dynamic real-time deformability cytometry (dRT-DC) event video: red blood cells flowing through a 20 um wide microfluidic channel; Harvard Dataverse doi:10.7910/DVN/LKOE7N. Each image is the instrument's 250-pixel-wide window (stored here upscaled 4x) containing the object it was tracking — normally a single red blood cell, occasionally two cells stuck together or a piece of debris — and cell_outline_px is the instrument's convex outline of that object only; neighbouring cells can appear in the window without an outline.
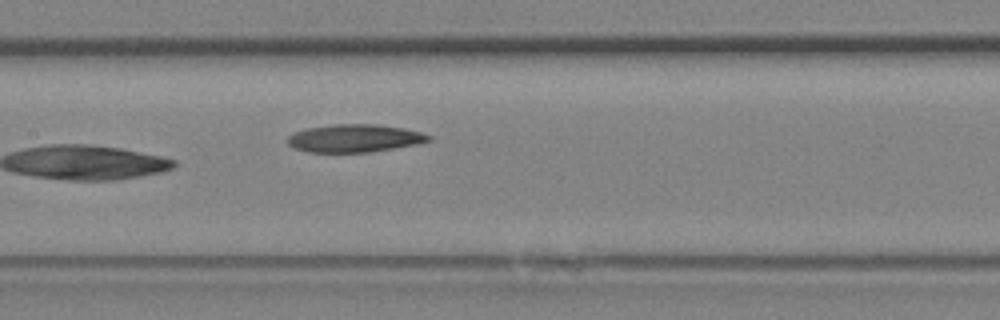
{"species": "Egyptian fruit bat (a non-hibernating species)", "species_latin": "Rousettus aegyptiacus", "temperature_condition": "room temperature", "stored_images_in_passage": 11, "camera_frame_rate_fps": 3000, "um_per_image_px": 0.085, "animal": {"sex": "female"}, "frame": {"image": 1, "passage_image": 11, "time_ms": 3.333, "image_size_px": [1000, 320], "cell_outline_px": [[432, 140], [416, 144], [368, 152], [308, 152], [296, 148], [288, 144], [288, 136], [292, 132], [304, 128], [336, 124], [376, 124], [404, 128], [420, 132], [432, 136]], "centroid_in_image_um": [30.11, 11.74], "position_along_channel_um": 177.3, "area_um2": 22.83}}